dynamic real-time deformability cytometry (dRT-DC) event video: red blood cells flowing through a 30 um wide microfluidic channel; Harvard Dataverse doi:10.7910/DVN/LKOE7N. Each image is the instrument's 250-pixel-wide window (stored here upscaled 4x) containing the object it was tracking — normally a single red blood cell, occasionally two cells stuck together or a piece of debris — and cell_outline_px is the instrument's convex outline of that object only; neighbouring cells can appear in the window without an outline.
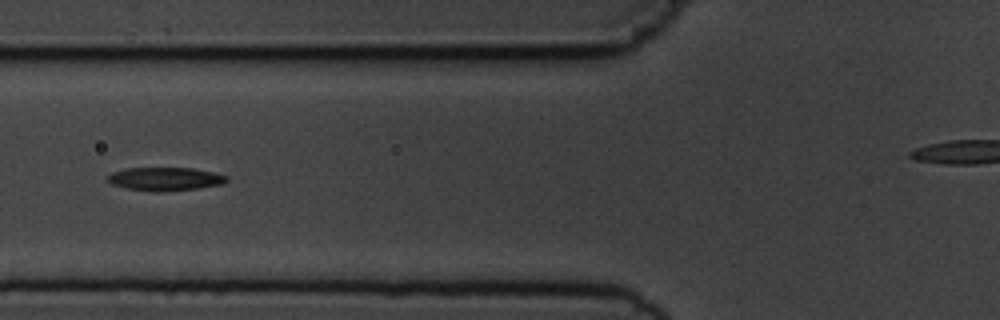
{"species": "common noctule bat (a hibernating species)", "species_latin": "Nyctalus noctula", "temperature_condition": "cold", "stored_images_in_passage": 6, "camera_frame_rate_fps": 3000, "um_per_image_px": 0.085, "animal": {"sex": "male", "body_mass_g": 19.5, "forearm_length_mm": 54.6}, "frame": {"image": 1, "passage_image": 6, "time_ms": 5.667, "image_size_px": [1000, 320], "cell_outline_px": [[228, 180], [224, 184], [200, 188], [160, 192], [152, 192], [124, 188], [112, 184], [108, 180], [108, 176], [112, 172], [128, 168], [192, 168], [212, 172], [228, 176]], "centroid_in_image_um": [14.05, 15.22], "position_along_channel_um": 111.7, "area_um2": 16.3}}